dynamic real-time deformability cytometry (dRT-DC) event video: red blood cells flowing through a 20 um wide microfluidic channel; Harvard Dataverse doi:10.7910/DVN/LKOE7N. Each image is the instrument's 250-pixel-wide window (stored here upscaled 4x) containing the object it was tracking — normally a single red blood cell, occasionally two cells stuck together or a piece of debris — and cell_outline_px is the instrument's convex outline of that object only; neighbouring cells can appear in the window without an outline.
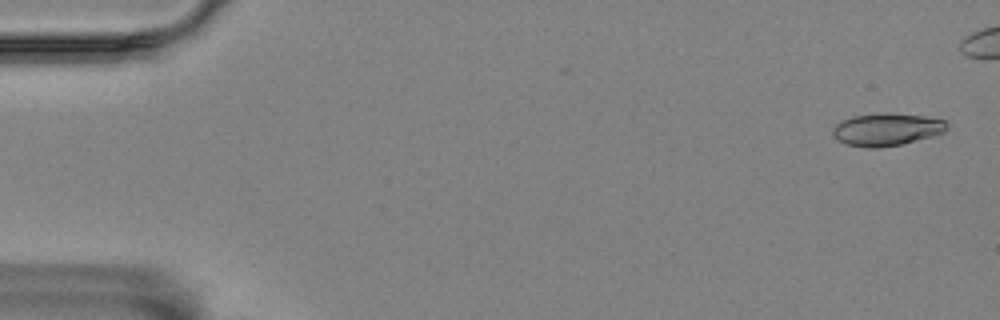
{"species": "Egyptian fruit bat (a non-hibernating species)", "species_latin": "Rousettus aegyptiacus", "temperature_condition": "room temperature", "stored_images_in_passage": 49, "camera_frame_rate_fps": 3000, "um_per_image_px": 0.085, "animal": {"sex": "female"}, "frame": {"image": 1, "passage_image": 1, "time_ms": 0.0, "image_size_px": [1000, 320], "cell_outline_px": [[948, 128], [944, 132], [900, 144], [880, 148], [864, 148], [848, 144], [840, 140], [832, 132], [832, 128], [836, 124], [852, 116], [888, 112], [924, 116], [944, 120], [948, 124]], "centroid_in_image_um": [75.37, 10.99], "position_along_channel_um": 9.6, "area_um2": 21.39}}
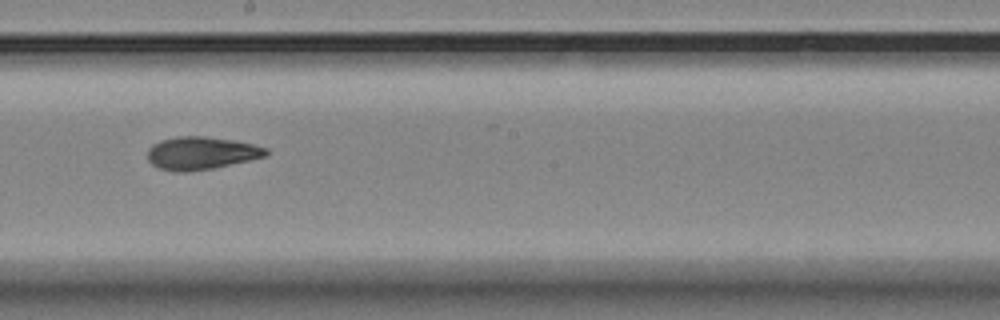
{"frame": {"image": 2, "passage_image": 31, "time_ms": 10.0, "image_size_px": [1000, 320], "cell_outline_px": [[268, 152], [264, 156], [248, 160], [212, 168], [184, 172], [176, 172], [160, 168], [152, 164], [148, 160], [148, 148], [152, 144], [160, 140], [176, 136], [204, 136], [232, 140], [252, 144], [268, 148]], "centroid_in_image_um": [17.05, 13.0], "position_along_channel_um": 231.1, "area_um2": 22.43}}
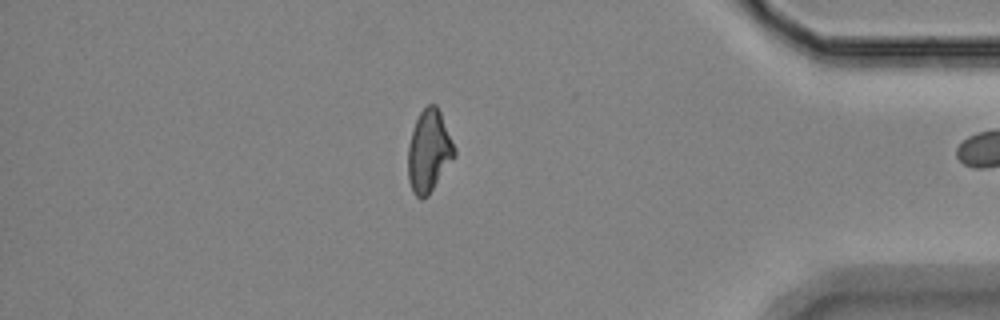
{"frame": {"image": 3, "passage_image": 48, "time_ms": 15.667, "image_size_px": [1000, 320], "cell_outline_px": [[456, 156], [428, 196], [420, 200], [412, 192], [408, 180], [408, 144], [416, 120], [420, 112], [428, 104], [436, 104], [440, 112], [456, 148]], "centroid_in_image_um": [36.46, 12.88], "position_along_channel_um": 398.7, "area_um2": 22.37}}